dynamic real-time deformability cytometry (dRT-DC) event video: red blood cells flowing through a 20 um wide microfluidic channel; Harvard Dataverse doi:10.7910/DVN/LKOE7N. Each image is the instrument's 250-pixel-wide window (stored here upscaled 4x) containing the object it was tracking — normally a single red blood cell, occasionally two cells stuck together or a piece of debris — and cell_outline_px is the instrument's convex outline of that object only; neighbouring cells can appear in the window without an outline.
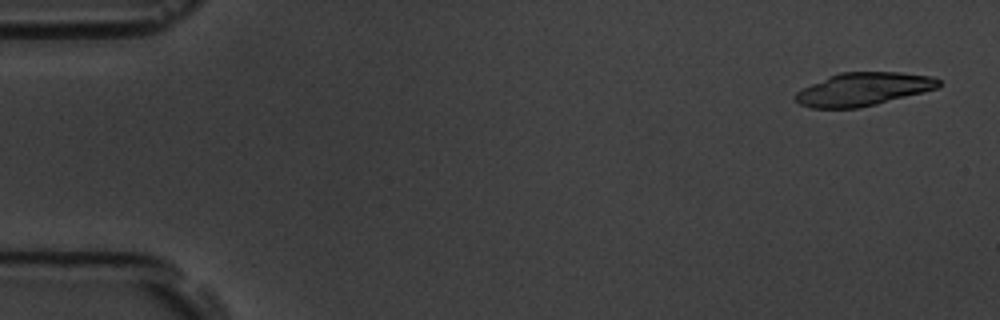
{"species": "common noctule bat (a hibernating species)", "species_latin": "Nyctalus noctula", "temperature_condition": "room temperature", "stored_images_in_passage": 5, "camera_frame_rate_fps": 3000, "um_per_image_px": 0.085, "animal": {"sex": "male", "body_mass_g": 19.5, "forearm_length_mm": 54.6}, "frame": {"image": 1, "passage_image": 1, "time_ms": 0.0, "image_size_px": [1000, 320], "cell_outline_px": [[940, 84], [936, 88], [924, 92], [876, 104], [856, 108], [812, 108], [800, 104], [792, 96], [796, 92], [828, 76], [840, 72], [900, 72], [932, 76], [940, 80]], "centroid_in_image_um": [73.37, 7.57], "position_along_channel_um": 11.6, "area_um2": 27.51}}